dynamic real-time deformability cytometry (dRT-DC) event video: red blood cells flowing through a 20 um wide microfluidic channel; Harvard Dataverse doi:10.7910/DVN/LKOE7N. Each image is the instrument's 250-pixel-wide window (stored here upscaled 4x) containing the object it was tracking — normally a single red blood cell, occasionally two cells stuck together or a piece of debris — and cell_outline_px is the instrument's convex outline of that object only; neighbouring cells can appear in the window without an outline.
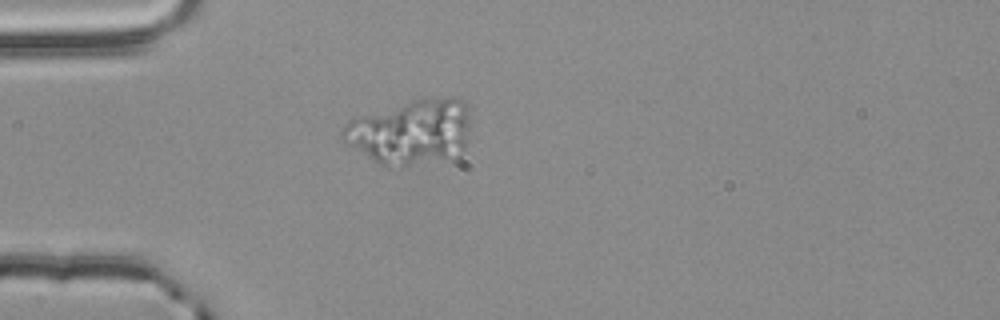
{"species": "common noctule bat (a hibernating species)", "species_latin": "Nyctalus noctula", "temperature_condition": "room temperature", "stored_images_in_passage": 50, "camera_frame_rate_fps": 3000, "um_per_image_px": 0.085, "animal": {"sex": "male", "body_mass_g": 20.4}, "frame": {"image": 1, "passage_image": 11, "time_ms": 3.333, "image_size_px": [1000, 320], "cell_outline_px": [[468, 132], [464, 148], [460, 156], [388, 168], [380, 164], [344, 140], [340, 136], [340, 132], [348, 120], [356, 116], [416, 100], [452, 96], [456, 96], [464, 100], [468, 108]], "centroid_in_image_um": [34.94, 11.2], "position_along_channel_um": 50.1, "area_um2": 47.97}}
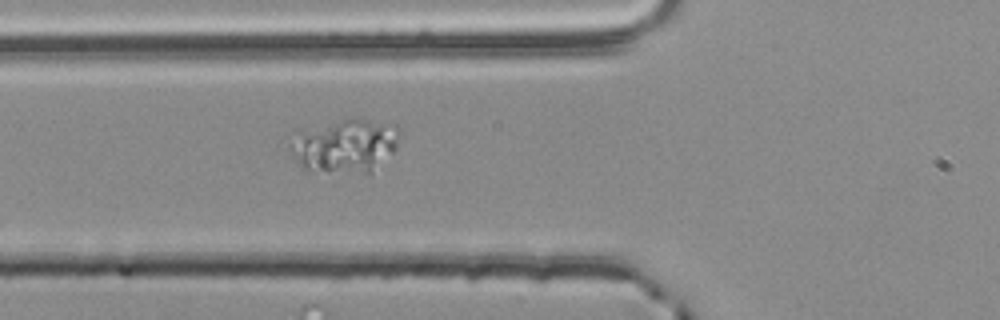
{"frame": {"image": 2, "passage_image": 16, "time_ms": 5.0, "image_size_px": [1000, 320], "cell_outline_px": [[400, 132], [396, 148], [392, 152], [368, 172], [364, 172], [300, 168], [276, 148], [276, 140], [296, 128], [352, 116], [396, 124], [400, 128]], "centroid_in_image_um": [28.95, 12.27], "position_along_channel_um": 96.9, "area_um2": 36.93}}
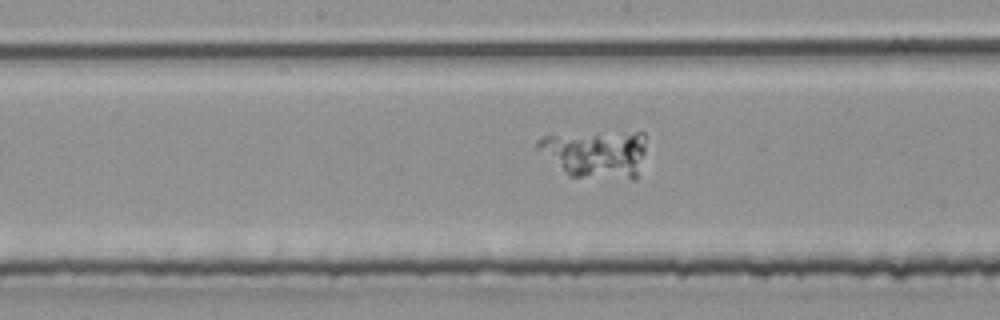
{"frame": {"image": 3, "passage_image": 24, "time_ms": 7.667, "image_size_px": [1000, 320], "cell_outline_px": [[644, 152], [636, 180], [632, 180], [568, 176], [536, 148], [536, 140], [544, 136], [636, 132], [644, 132]], "centroid_in_image_um": [50.64, 13.12], "position_along_channel_um": 197.6, "area_um2": 29.88}}